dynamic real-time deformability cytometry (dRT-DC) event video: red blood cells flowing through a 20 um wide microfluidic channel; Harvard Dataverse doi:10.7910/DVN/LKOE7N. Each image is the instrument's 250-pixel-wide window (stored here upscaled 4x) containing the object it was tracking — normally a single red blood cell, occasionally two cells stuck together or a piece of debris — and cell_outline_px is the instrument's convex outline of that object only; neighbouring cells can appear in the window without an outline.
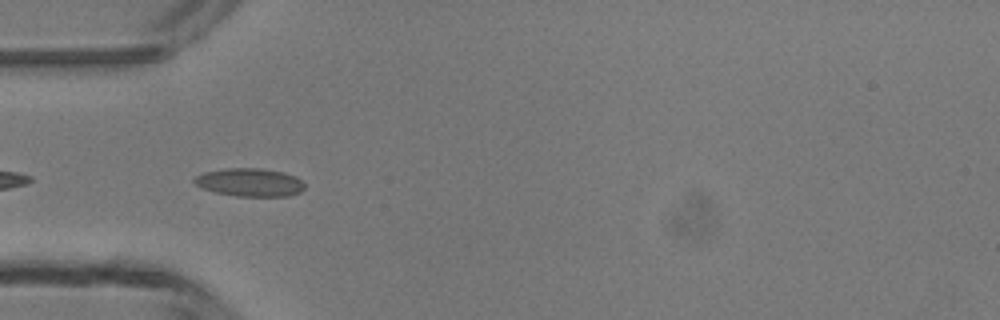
{"species": "common noctule bat (a hibernating species)", "species_latin": "Nyctalus noctula", "temperature_condition": "room temperature", "stored_images_in_passage": 6, "camera_frame_rate_fps": 3000, "um_per_image_px": 0.085, "animal": {"sex": "male", "body_mass_g": 13.3}, "frame": {"image": 1, "passage_image": 5, "time_ms": 4.667, "image_size_px": [1000, 320], "cell_outline_px": [[304, 188], [300, 192], [288, 196], [236, 196], [216, 192], [204, 188], [196, 184], [192, 180], [196, 176], [204, 172], [228, 168], [260, 168], [284, 172], [296, 176], [304, 184]], "centroid_in_image_um": [21.25, 15.49], "position_along_channel_um": 63.7, "area_um2": 17.98}}
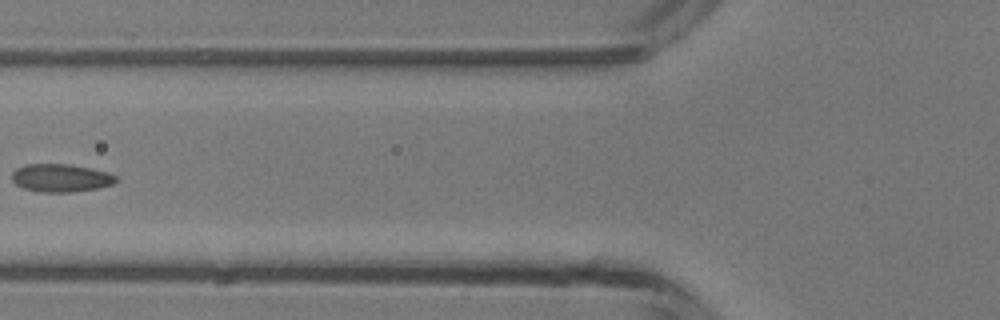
{"frame": {"image": 2, "passage_image": 6, "time_ms": 6.0, "image_size_px": [1000, 320], "cell_outline_px": [[120, 180], [112, 184], [96, 188], [72, 192], [40, 192], [24, 188], [16, 184], [12, 180], [12, 172], [16, 168], [24, 164], [68, 164], [88, 168], [104, 172], [116, 176]], "centroid_in_image_um": [5.13, 15.12], "position_along_channel_um": 120.7, "area_um2": 16.82}}